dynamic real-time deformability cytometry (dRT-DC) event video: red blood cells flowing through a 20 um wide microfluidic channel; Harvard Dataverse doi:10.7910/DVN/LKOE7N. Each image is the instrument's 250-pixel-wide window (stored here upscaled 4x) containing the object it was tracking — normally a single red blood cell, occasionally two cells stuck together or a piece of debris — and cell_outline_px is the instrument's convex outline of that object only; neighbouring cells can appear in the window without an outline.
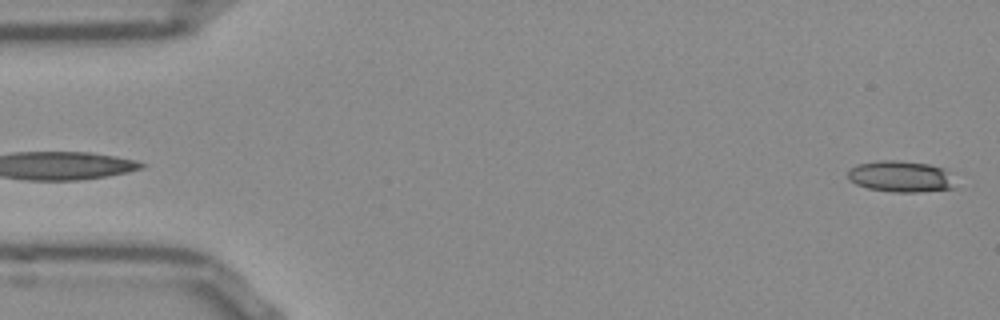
{"species": "Egyptian fruit bat (a non-hibernating species)", "species_latin": "Rousettus aegyptiacus", "temperature_condition": "room temperature", "stored_images_in_passage": 52, "camera_frame_rate_fps": 3000, "um_per_image_px": 0.085, "frame": {"image": 1, "passage_image": 1, "time_ms": 0.0, "image_size_px": [1000, 320], "cell_outline_px": [[952, 188], [916, 192], [896, 192], [868, 188], [856, 184], [848, 176], [848, 172], [852, 168], [860, 164], [876, 160], [900, 160], [928, 164], [944, 168]], "centroid_in_image_um": [76.48, 14.98], "position_along_channel_um": 8.5, "area_um2": 18.9}}
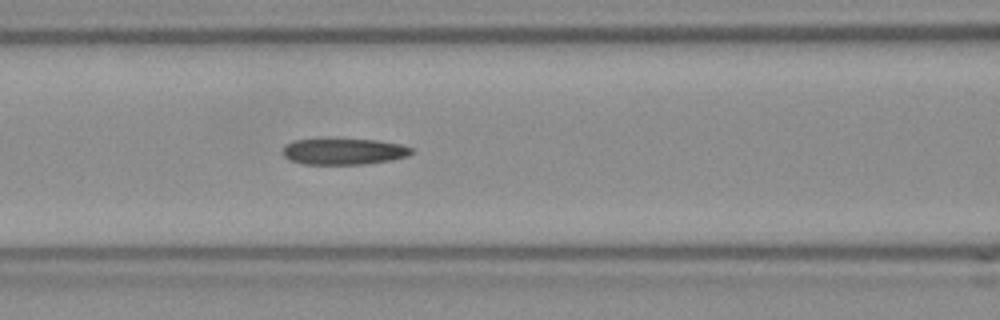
{"frame": {"image": 2, "passage_image": 21, "time_ms": 6.667, "image_size_px": [1000, 320], "cell_outline_px": [[412, 152], [408, 156], [392, 160], [364, 164], [304, 164], [292, 160], [284, 156], [284, 148], [292, 140], [328, 136], [376, 140], [400, 144], [412, 148]], "centroid_in_image_um": [29.21, 12.82], "position_along_channel_um": 137.4, "area_um2": 20.4}}
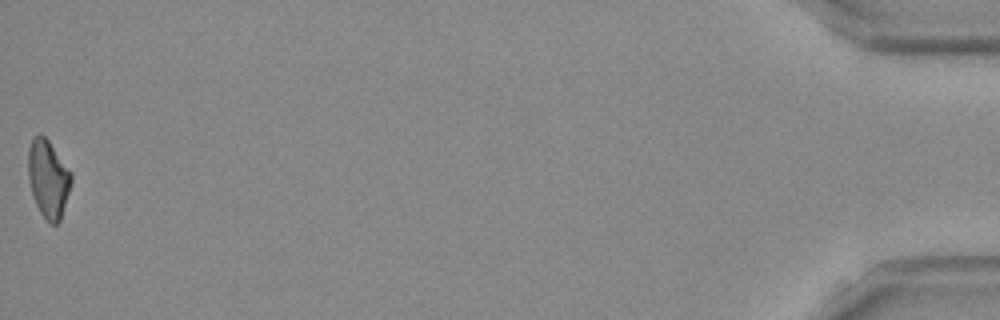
{"frame": {"image": 3, "passage_image": 52, "time_ms": 17.0, "image_size_px": [1000, 320], "cell_outline_px": [[72, 180], [60, 220], [56, 224], [52, 224], [40, 212], [36, 204], [32, 192], [28, 176], [28, 148], [32, 140], [40, 132], [48, 140], [72, 172]], "centroid_in_image_um": [4.1, 15.16], "position_along_channel_um": 431.1, "area_um2": 19.25}, "authors_computed_cell_mechanics": {"area_um2": 20.2878, "velocity_mm_per_s": 3.8578, "shape_relaxation_time_tau1_ms": null, "shape_relaxation_time_tau2_ms": 6.9939, "deformation_change_tau1": null, "deformation_change_tau2": 0.1916}}